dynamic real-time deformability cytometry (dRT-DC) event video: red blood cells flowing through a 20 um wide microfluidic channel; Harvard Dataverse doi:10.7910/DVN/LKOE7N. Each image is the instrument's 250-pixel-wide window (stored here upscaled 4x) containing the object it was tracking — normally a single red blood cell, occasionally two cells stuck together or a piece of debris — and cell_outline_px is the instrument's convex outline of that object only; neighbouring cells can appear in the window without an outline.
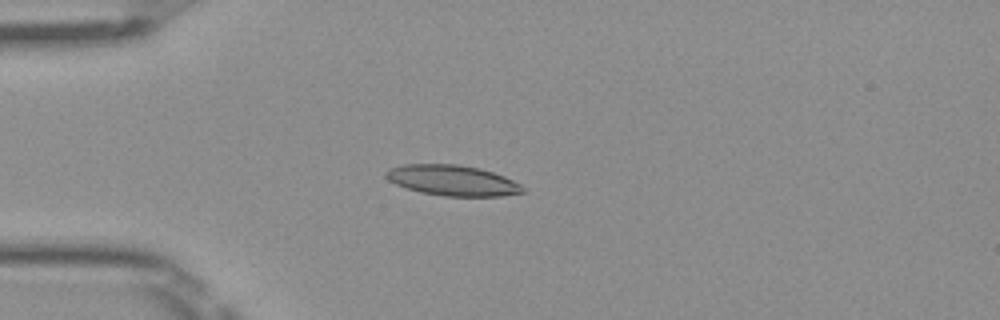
{"species": "Egyptian fruit bat (a non-hibernating species)", "species_latin": "Rousettus aegyptiacus", "temperature_condition": "room temperature", "stored_images_in_passage": 38, "camera_frame_rate_fps": 3000, "um_per_image_px": 0.085, "frame": {"image": 1, "passage_image": 1, "time_ms": 0.0, "image_size_px": [1000, 320], "cell_outline_px": [[528, 192], [500, 196], [444, 196], [420, 192], [396, 184], [388, 180], [384, 176], [384, 172], [388, 168], [404, 164], [456, 164], [480, 168], [504, 176], [520, 184]], "centroid_in_image_um": [38.45, 15.33], "position_along_channel_um": 46.5, "area_um2": 24.45}}
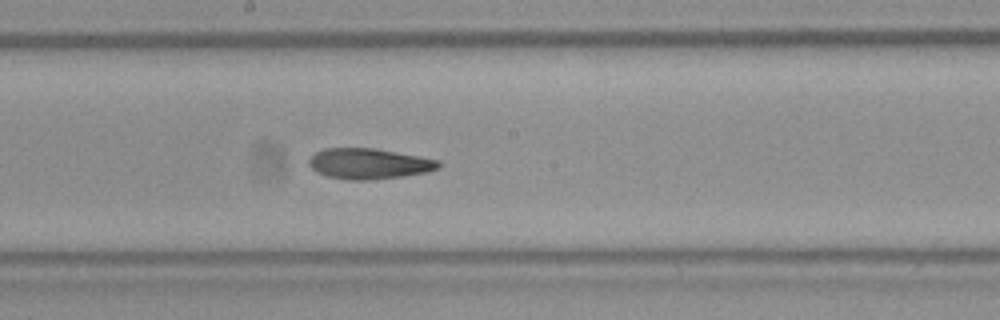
{"frame": {"image": 2, "passage_image": 15, "time_ms": 4.667, "image_size_px": [1000, 320], "cell_outline_px": [[440, 168], [428, 172], [404, 176], [368, 180], [348, 180], [328, 176], [316, 172], [308, 164], [308, 160], [316, 152], [324, 148], [376, 148], [420, 156], [440, 160]], "centroid_in_image_um": [31.38, 13.91], "position_along_channel_um": 216.8, "area_um2": 23.29}}
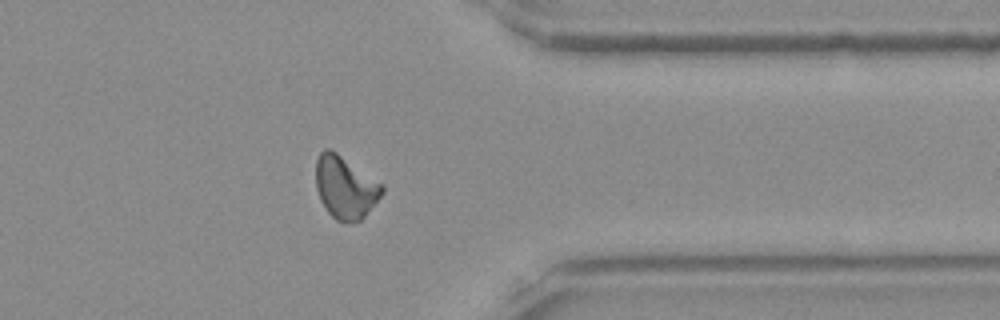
{"frame": {"image": 3, "passage_image": 28, "time_ms": 9.0, "image_size_px": [1000, 320], "cell_outline_px": [[384, 192], [364, 216], [360, 220], [348, 224], [344, 224], [336, 220], [328, 212], [320, 200], [316, 188], [316, 160], [320, 152], [324, 148], [332, 148], [384, 184]], "centroid_in_image_um": [29.35, 15.9], "position_along_channel_um": 382.1, "area_um2": 24.57}}